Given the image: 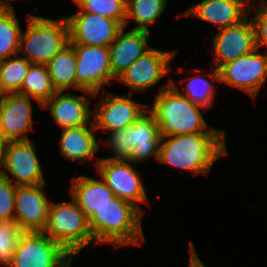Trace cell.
Instances as JSON below:
<instances>
[{
    "label": "cell",
    "instance_id": "cell-18",
    "mask_svg": "<svg viewBox=\"0 0 267 267\" xmlns=\"http://www.w3.org/2000/svg\"><path fill=\"white\" fill-rule=\"evenodd\" d=\"M29 96L9 93L0 101V132L8 141L30 140L28 133L34 131L33 101Z\"/></svg>",
    "mask_w": 267,
    "mask_h": 267
},
{
    "label": "cell",
    "instance_id": "cell-6",
    "mask_svg": "<svg viewBox=\"0 0 267 267\" xmlns=\"http://www.w3.org/2000/svg\"><path fill=\"white\" fill-rule=\"evenodd\" d=\"M51 202L43 233L59 243L74 258L95 241L89 219L76 201Z\"/></svg>",
    "mask_w": 267,
    "mask_h": 267
},
{
    "label": "cell",
    "instance_id": "cell-20",
    "mask_svg": "<svg viewBox=\"0 0 267 267\" xmlns=\"http://www.w3.org/2000/svg\"><path fill=\"white\" fill-rule=\"evenodd\" d=\"M150 33L145 30H126V27L119 31L116 39L108 47L112 73L116 79L152 48L149 45Z\"/></svg>",
    "mask_w": 267,
    "mask_h": 267
},
{
    "label": "cell",
    "instance_id": "cell-32",
    "mask_svg": "<svg viewBox=\"0 0 267 267\" xmlns=\"http://www.w3.org/2000/svg\"><path fill=\"white\" fill-rule=\"evenodd\" d=\"M16 186L0 174V222L14 221Z\"/></svg>",
    "mask_w": 267,
    "mask_h": 267
},
{
    "label": "cell",
    "instance_id": "cell-35",
    "mask_svg": "<svg viewBox=\"0 0 267 267\" xmlns=\"http://www.w3.org/2000/svg\"><path fill=\"white\" fill-rule=\"evenodd\" d=\"M7 141L3 138L2 133L0 132V166L3 161V156H4V150L6 146Z\"/></svg>",
    "mask_w": 267,
    "mask_h": 267
},
{
    "label": "cell",
    "instance_id": "cell-19",
    "mask_svg": "<svg viewBox=\"0 0 267 267\" xmlns=\"http://www.w3.org/2000/svg\"><path fill=\"white\" fill-rule=\"evenodd\" d=\"M251 0H201L185 11L177 13L175 18L194 17L208 22L217 30L237 25L249 16Z\"/></svg>",
    "mask_w": 267,
    "mask_h": 267
},
{
    "label": "cell",
    "instance_id": "cell-10",
    "mask_svg": "<svg viewBox=\"0 0 267 267\" xmlns=\"http://www.w3.org/2000/svg\"><path fill=\"white\" fill-rule=\"evenodd\" d=\"M76 54V90H86L100 96L104 87L117 79L112 73L109 48L71 44Z\"/></svg>",
    "mask_w": 267,
    "mask_h": 267
},
{
    "label": "cell",
    "instance_id": "cell-13",
    "mask_svg": "<svg viewBox=\"0 0 267 267\" xmlns=\"http://www.w3.org/2000/svg\"><path fill=\"white\" fill-rule=\"evenodd\" d=\"M219 72L220 83L238 88L256 99L267 81V56L255 48L252 52L223 65Z\"/></svg>",
    "mask_w": 267,
    "mask_h": 267
},
{
    "label": "cell",
    "instance_id": "cell-2",
    "mask_svg": "<svg viewBox=\"0 0 267 267\" xmlns=\"http://www.w3.org/2000/svg\"><path fill=\"white\" fill-rule=\"evenodd\" d=\"M168 79L166 84L159 86L152 100L153 104H150L152 106H148L162 137L193 133H225V130L209 126L204 117L208 110L179 94L171 86V77Z\"/></svg>",
    "mask_w": 267,
    "mask_h": 267
},
{
    "label": "cell",
    "instance_id": "cell-36",
    "mask_svg": "<svg viewBox=\"0 0 267 267\" xmlns=\"http://www.w3.org/2000/svg\"><path fill=\"white\" fill-rule=\"evenodd\" d=\"M13 1H17V0H0V6H4V7H12L13 5ZM25 1V0H23Z\"/></svg>",
    "mask_w": 267,
    "mask_h": 267
},
{
    "label": "cell",
    "instance_id": "cell-11",
    "mask_svg": "<svg viewBox=\"0 0 267 267\" xmlns=\"http://www.w3.org/2000/svg\"><path fill=\"white\" fill-rule=\"evenodd\" d=\"M30 140L8 141L5 146L0 174L17 186L46 183L45 171Z\"/></svg>",
    "mask_w": 267,
    "mask_h": 267
},
{
    "label": "cell",
    "instance_id": "cell-29",
    "mask_svg": "<svg viewBox=\"0 0 267 267\" xmlns=\"http://www.w3.org/2000/svg\"><path fill=\"white\" fill-rule=\"evenodd\" d=\"M32 63L19 54L1 60L2 80L9 93H18Z\"/></svg>",
    "mask_w": 267,
    "mask_h": 267
},
{
    "label": "cell",
    "instance_id": "cell-23",
    "mask_svg": "<svg viewBox=\"0 0 267 267\" xmlns=\"http://www.w3.org/2000/svg\"><path fill=\"white\" fill-rule=\"evenodd\" d=\"M210 67L209 73L195 74L186 77L184 79L186 83H184L183 79L180 80L179 83L183 86V89L181 90L173 78H171V86L193 104L202 106L206 110H210L213 107L217 96V88L214 85V81H218L219 83L221 81L219 70L212 65H210Z\"/></svg>",
    "mask_w": 267,
    "mask_h": 267
},
{
    "label": "cell",
    "instance_id": "cell-28",
    "mask_svg": "<svg viewBox=\"0 0 267 267\" xmlns=\"http://www.w3.org/2000/svg\"><path fill=\"white\" fill-rule=\"evenodd\" d=\"M75 5L76 12H89L125 24L127 0H78Z\"/></svg>",
    "mask_w": 267,
    "mask_h": 267
},
{
    "label": "cell",
    "instance_id": "cell-17",
    "mask_svg": "<svg viewBox=\"0 0 267 267\" xmlns=\"http://www.w3.org/2000/svg\"><path fill=\"white\" fill-rule=\"evenodd\" d=\"M45 185L16 186L14 221L23 231L43 232L46 227L51 201Z\"/></svg>",
    "mask_w": 267,
    "mask_h": 267
},
{
    "label": "cell",
    "instance_id": "cell-26",
    "mask_svg": "<svg viewBox=\"0 0 267 267\" xmlns=\"http://www.w3.org/2000/svg\"><path fill=\"white\" fill-rule=\"evenodd\" d=\"M20 22L14 6H0V60L18 55L22 31Z\"/></svg>",
    "mask_w": 267,
    "mask_h": 267
},
{
    "label": "cell",
    "instance_id": "cell-30",
    "mask_svg": "<svg viewBox=\"0 0 267 267\" xmlns=\"http://www.w3.org/2000/svg\"><path fill=\"white\" fill-rule=\"evenodd\" d=\"M24 231L15 221L0 222V266L7 267L12 260L19 239Z\"/></svg>",
    "mask_w": 267,
    "mask_h": 267
},
{
    "label": "cell",
    "instance_id": "cell-8",
    "mask_svg": "<svg viewBox=\"0 0 267 267\" xmlns=\"http://www.w3.org/2000/svg\"><path fill=\"white\" fill-rule=\"evenodd\" d=\"M74 259L43 232L24 231L7 267H72Z\"/></svg>",
    "mask_w": 267,
    "mask_h": 267
},
{
    "label": "cell",
    "instance_id": "cell-7",
    "mask_svg": "<svg viewBox=\"0 0 267 267\" xmlns=\"http://www.w3.org/2000/svg\"><path fill=\"white\" fill-rule=\"evenodd\" d=\"M95 160L93 165L96 174L106 182L115 197L132 203L145 214V209H142L140 204L149 206L150 200L144 180L139 171L133 167L136 164L131 160H112L99 156Z\"/></svg>",
    "mask_w": 267,
    "mask_h": 267
},
{
    "label": "cell",
    "instance_id": "cell-24",
    "mask_svg": "<svg viewBox=\"0 0 267 267\" xmlns=\"http://www.w3.org/2000/svg\"><path fill=\"white\" fill-rule=\"evenodd\" d=\"M76 64L75 50L70 43L47 63L52 85L56 91L76 89Z\"/></svg>",
    "mask_w": 267,
    "mask_h": 267
},
{
    "label": "cell",
    "instance_id": "cell-27",
    "mask_svg": "<svg viewBox=\"0 0 267 267\" xmlns=\"http://www.w3.org/2000/svg\"><path fill=\"white\" fill-rule=\"evenodd\" d=\"M56 92L47 64H31L18 94L29 96L43 105Z\"/></svg>",
    "mask_w": 267,
    "mask_h": 267
},
{
    "label": "cell",
    "instance_id": "cell-16",
    "mask_svg": "<svg viewBox=\"0 0 267 267\" xmlns=\"http://www.w3.org/2000/svg\"><path fill=\"white\" fill-rule=\"evenodd\" d=\"M81 92H83L82 95H76L69 91H57L42 105V109L50 111L51 118L56 123L55 125L59 126L61 130L94 125L92 120L93 109L90 108L89 103L91 102L89 99L96 98L97 95L86 90H81Z\"/></svg>",
    "mask_w": 267,
    "mask_h": 267
},
{
    "label": "cell",
    "instance_id": "cell-12",
    "mask_svg": "<svg viewBox=\"0 0 267 267\" xmlns=\"http://www.w3.org/2000/svg\"><path fill=\"white\" fill-rule=\"evenodd\" d=\"M176 50H161L152 47L143 56L134 61L116 80L130 88L128 94L147 92L160 83L173 71L171 61ZM172 69V70H171Z\"/></svg>",
    "mask_w": 267,
    "mask_h": 267
},
{
    "label": "cell",
    "instance_id": "cell-14",
    "mask_svg": "<svg viewBox=\"0 0 267 267\" xmlns=\"http://www.w3.org/2000/svg\"><path fill=\"white\" fill-rule=\"evenodd\" d=\"M69 24L70 44L108 48L124 27L119 21L89 12L65 16Z\"/></svg>",
    "mask_w": 267,
    "mask_h": 267
},
{
    "label": "cell",
    "instance_id": "cell-34",
    "mask_svg": "<svg viewBox=\"0 0 267 267\" xmlns=\"http://www.w3.org/2000/svg\"><path fill=\"white\" fill-rule=\"evenodd\" d=\"M9 92L5 89L3 80H2V72H1V60H0V101L4 99Z\"/></svg>",
    "mask_w": 267,
    "mask_h": 267
},
{
    "label": "cell",
    "instance_id": "cell-15",
    "mask_svg": "<svg viewBox=\"0 0 267 267\" xmlns=\"http://www.w3.org/2000/svg\"><path fill=\"white\" fill-rule=\"evenodd\" d=\"M248 16L241 23L216 31L212 41V66L220 69L223 65L256 48L255 28Z\"/></svg>",
    "mask_w": 267,
    "mask_h": 267
},
{
    "label": "cell",
    "instance_id": "cell-22",
    "mask_svg": "<svg viewBox=\"0 0 267 267\" xmlns=\"http://www.w3.org/2000/svg\"><path fill=\"white\" fill-rule=\"evenodd\" d=\"M88 177L87 175L74 176L70 181V196L76 201L78 207L84 212L88 219L100 208L108 205L115 198L112 190L106 182Z\"/></svg>",
    "mask_w": 267,
    "mask_h": 267
},
{
    "label": "cell",
    "instance_id": "cell-25",
    "mask_svg": "<svg viewBox=\"0 0 267 267\" xmlns=\"http://www.w3.org/2000/svg\"><path fill=\"white\" fill-rule=\"evenodd\" d=\"M168 6V0H127L124 27L134 22L130 29L150 32L149 26L161 18Z\"/></svg>",
    "mask_w": 267,
    "mask_h": 267
},
{
    "label": "cell",
    "instance_id": "cell-3",
    "mask_svg": "<svg viewBox=\"0 0 267 267\" xmlns=\"http://www.w3.org/2000/svg\"><path fill=\"white\" fill-rule=\"evenodd\" d=\"M143 215L132 203L118 197L113 198L89 218L95 245L107 243L115 248L141 246L145 240Z\"/></svg>",
    "mask_w": 267,
    "mask_h": 267
},
{
    "label": "cell",
    "instance_id": "cell-5",
    "mask_svg": "<svg viewBox=\"0 0 267 267\" xmlns=\"http://www.w3.org/2000/svg\"><path fill=\"white\" fill-rule=\"evenodd\" d=\"M32 10L34 14L28 13L26 29L20 34L18 54L32 64H47L69 44V24L66 17L50 19L36 15L37 7Z\"/></svg>",
    "mask_w": 267,
    "mask_h": 267
},
{
    "label": "cell",
    "instance_id": "cell-31",
    "mask_svg": "<svg viewBox=\"0 0 267 267\" xmlns=\"http://www.w3.org/2000/svg\"><path fill=\"white\" fill-rule=\"evenodd\" d=\"M254 0L250 1L249 16L255 14L250 18L255 28V43L256 48H266L263 53L267 56V0H258L254 5ZM255 6V7H254ZM255 11L253 12L252 10Z\"/></svg>",
    "mask_w": 267,
    "mask_h": 267
},
{
    "label": "cell",
    "instance_id": "cell-1",
    "mask_svg": "<svg viewBox=\"0 0 267 267\" xmlns=\"http://www.w3.org/2000/svg\"><path fill=\"white\" fill-rule=\"evenodd\" d=\"M227 154L226 133L181 134L161 138L157 162L193 176H207L215 162Z\"/></svg>",
    "mask_w": 267,
    "mask_h": 267
},
{
    "label": "cell",
    "instance_id": "cell-9",
    "mask_svg": "<svg viewBox=\"0 0 267 267\" xmlns=\"http://www.w3.org/2000/svg\"><path fill=\"white\" fill-rule=\"evenodd\" d=\"M93 111V123L98 132L110 133L134 124L147 110V104L134 101V94L117 95L102 91Z\"/></svg>",
    "mask_w": 267,
    "mask_h": 267
},
{
    "label": "cell",
    "instance_id": "cell-33",
    "mask_svg": "<svg viewBox=\"0 0 267 267\" xmlns=\"http://www.w3.org/2000/svg\"><path fill=\"white\" fill-rule=\"evenodd\" d=\"M193 241L189 242V267H206L195 250Z\"/></svg>",
    "mask_w": 267,
    "mask_h": 267
},
{
    "label": "cell",
    "instance_id": "cell-21",
    "mask_svg": "<svg viewBox=\"0 0 267 267\" xmlns=\"http://www.w3.org/2000/svg\"><path fill=\"white\" fill-rule=\"evenodd\" d=\"M96 132L94 125L62 129L59 140L61 157L79 163L95 159V154L101 150Z\"/></svg>",
    "mask_w": 267,
    "mask_h": 267
},
{
    "label": "cell",
    "instance_id": "cell-4",
    "mask_svg": "<svg viewBox=\"0 0 267 267\" xmlns=\"http://www.w3.org/2000/svg\"><path fill=\"white\" fill-rule=\"evenodd\" d=\"M106 135L105 140L100 136L101 145L105 142L112 156L105 158L131 160L135 164H143L153 157L158 160L162 135L154 115L149 110L131 126Z\"/></svg>",
    "mask_w": 267,
    "mask_h": 267
}]
</instances>
